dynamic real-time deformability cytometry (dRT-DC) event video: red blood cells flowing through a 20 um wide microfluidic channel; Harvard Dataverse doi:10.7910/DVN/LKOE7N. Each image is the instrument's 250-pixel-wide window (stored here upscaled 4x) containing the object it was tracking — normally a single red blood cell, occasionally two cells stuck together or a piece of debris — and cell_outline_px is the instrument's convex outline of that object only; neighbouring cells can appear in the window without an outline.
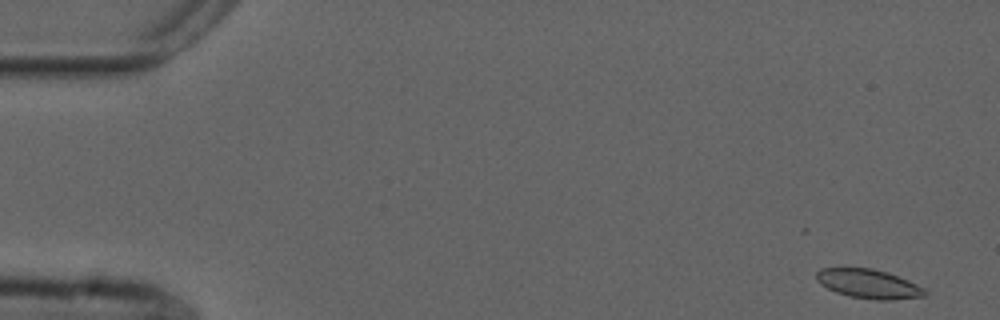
{"species": "common noctule bat (a hibernating species)", "species_latin": "Nyctalus noctula", "temperature_condition": "cold", "stored_images_in_passage": 32, "camera_frame_rate_fps": 3000, "um_per_image_px": 0.085, "animal": {"sex": "male", "forearm_length_mm": 52.5}, "frame": {"image": 1, "passage_image": 1, "time_ms": 0.0, "image_size_px": [1000, 320], "cell_outline_px": [[928, 296], [892, 300], [876, 300], [852, 296], [836, 292], [820, 284], [816, 280], [816, 272], [820, 268], [872, 268], [888, 272], [908, 280], [924, 288], [928, 292]], "centroid_in_image_um": [73.86, 24.12], "position_along_channel_um": 11.1, "area_um2": 18.5}}
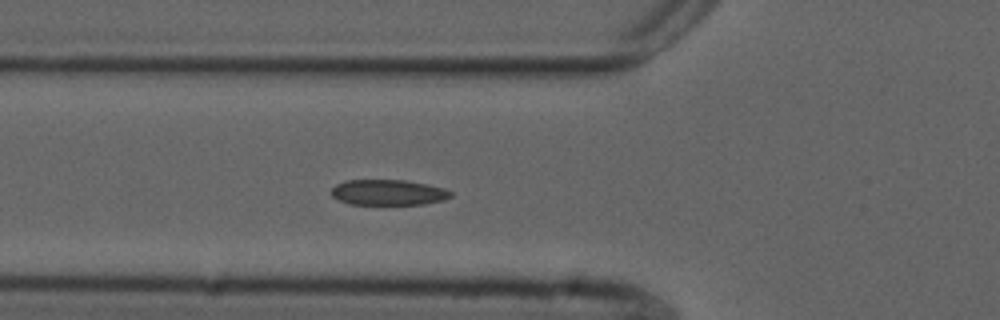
{"frame": {"image": 2, "passage_image": 18, "time_ms": 5.667, "image_size_px": [1000, 320], "cell_outline_px": [[452, 196], [444, 200], [424, 204], [348, 204], [332, 196], [332, 188], [336, 184], [344, 180], [404, 180], [428, 184], [444, 188], [452, 192]], "centroid_in_image_um": [33.01, 16.35], "position_along_channel_um": 92.8, "area_um2": 17.8}}
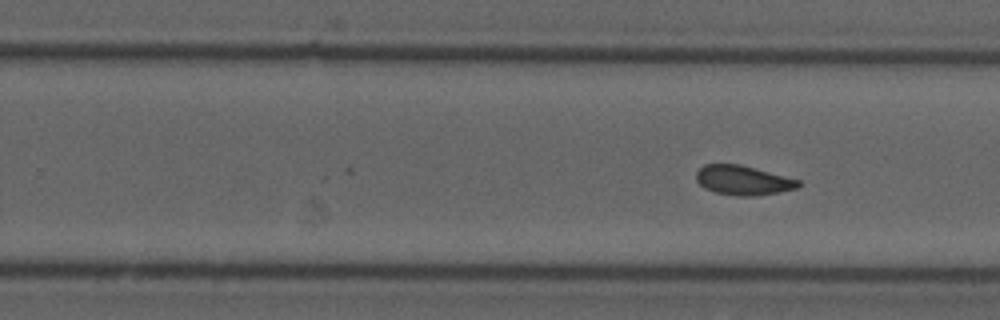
{"frame": {"image": 3, "passage_image": 32, "time_ms": 10.333, "image_size_px": [1000, 320], "cell_outline_px": [[804, 184], [796, 188], [780, 192], [752, 196], [736, 196], [716, 192], [704, 188], [696, 180], [696, 172], [704, 164], [740, 164], [800, 180]], "centroid_in_image_um": [63.17, 15.32], "position_along_channel_um": 266.6, "area_um2": 17.57}}